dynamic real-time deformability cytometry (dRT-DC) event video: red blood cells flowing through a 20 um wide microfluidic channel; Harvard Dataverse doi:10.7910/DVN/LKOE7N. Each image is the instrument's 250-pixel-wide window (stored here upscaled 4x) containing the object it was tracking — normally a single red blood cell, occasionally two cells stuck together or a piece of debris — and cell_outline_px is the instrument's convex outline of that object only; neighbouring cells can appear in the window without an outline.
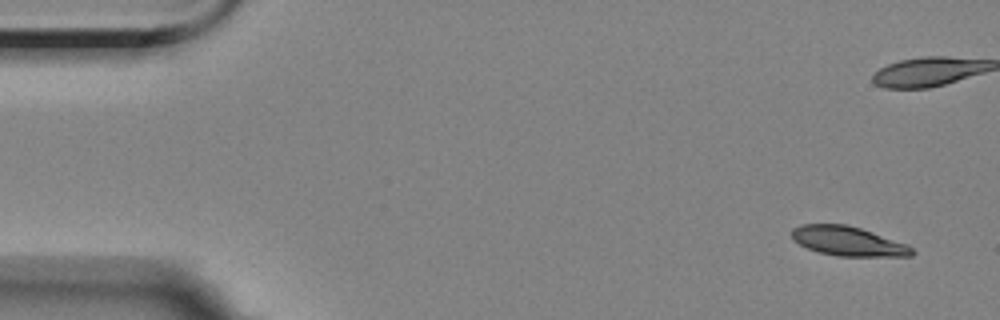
{"species": "Egyptian fruit bat (a non-hibernating species)", "species_latin": "Rousettus aegyptiacus", "temperature_condition": "room temperature", "stored_images_in_passage": 6, "camera_frame_rate_fps": 3000, "um_per_image_px": 0.085, "animal": {"sex": "female"}, "frame": {"image": 1, "passage_image": 1, "time_ms": 0.0, "image_size_px": [1000, 320], "cell_outline_px": [[916, 252], [912, 256], [836, 256], [820, 252], [808, 248], [792, 240], [792, 228], [800, 224], [848, 224], [908, 244]], "centroid_in_image_um": [72.09, 20.49], "position_along_channel_um": 12.9, "area_um2": 20.63}}
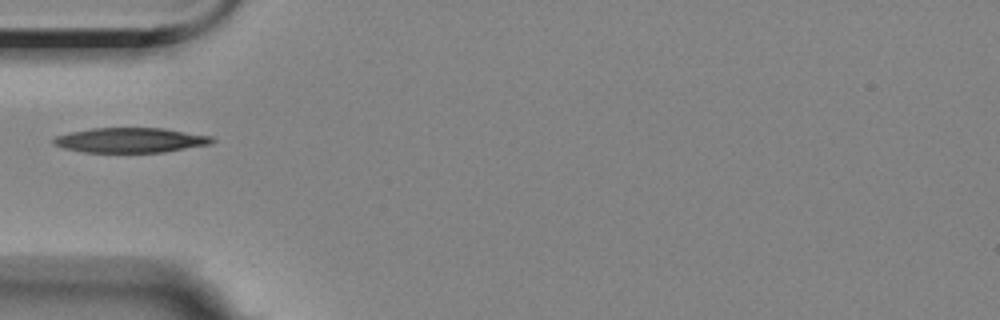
{"frame": {"image": 2, "passage_image": 6, "time_ms": 6.0, "image_size_px": [1000, 320], "cell_outline_px": [[216, 140], [212, 144], [164, 152], [84, 152], [64, 148], [52, 144], [52, 140], [56, 136], [68, 132], [92, 128], [164, 128], [212, 136]], "centroid_in_image_um": [11.1, 11.91], "position_along_channel_um": 73.9, "area_um2": 23.12}}